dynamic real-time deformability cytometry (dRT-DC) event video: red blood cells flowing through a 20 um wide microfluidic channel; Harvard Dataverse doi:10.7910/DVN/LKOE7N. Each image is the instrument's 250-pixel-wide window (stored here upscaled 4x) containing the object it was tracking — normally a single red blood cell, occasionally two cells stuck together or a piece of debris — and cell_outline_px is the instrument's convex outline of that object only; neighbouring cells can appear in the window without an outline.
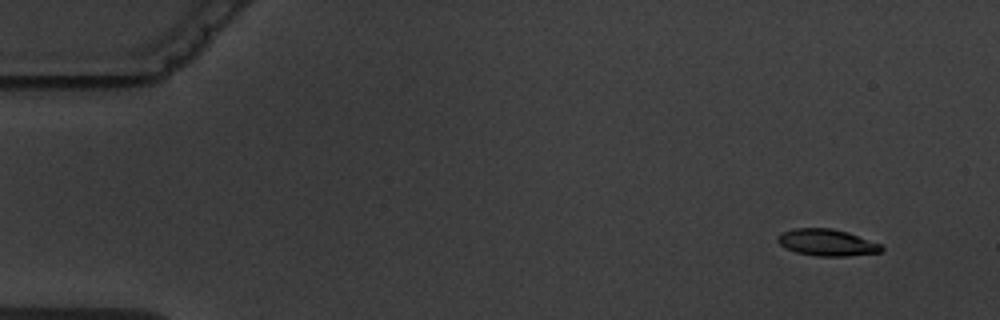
{"species": "common noctule bat (a hibernating species)", "species_latin": "Nyctalus noctula", "temperature_condition": "warm", "stored_images_in_passage": 4, "camera_frame_rate_fps": 3000, "um_per_image_px": 0.085, "animal": {"sex": "male", "body_mass_g": 19.5, "forearm_length_mm": 54.6}, "frame": {"image": 1, "passage_image": 1, "time_ms": 0.0, "image_size_px": [1000, 320], "cell_outline_px": [[884, 248], [880, 252], [848, 256], [816, 256], [796, 252], [784, 248], [776, 240], [776, 236], [780, 232], [792, 228], [832, 228], [848, 232], [880, 244]], "centroid_in_image_um": [70.23, 20.6], "position_along_channel_um": 14.8, "area_um2": 16.3}}